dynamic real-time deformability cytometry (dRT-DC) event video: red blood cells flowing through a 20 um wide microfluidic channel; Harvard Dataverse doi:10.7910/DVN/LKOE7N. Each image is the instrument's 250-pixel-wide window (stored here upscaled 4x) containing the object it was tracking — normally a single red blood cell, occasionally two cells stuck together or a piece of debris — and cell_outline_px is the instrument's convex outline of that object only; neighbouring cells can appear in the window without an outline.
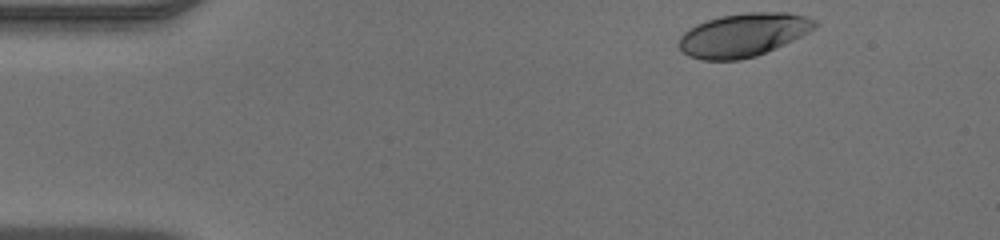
{"species": "human", "species_latin": "Homo sapiens", "temperature_condition": "warm", "stored_images_in_passage": 43, "camera_frame_rate_fps": 3000, "um_per_image_px": 0.085, "donor": {"sex": "male"}, "frame": {"image": 1, "passage_image": 1, "time_ms": 0.0, "image_size_px": [1000, 240], "cell_outline_px": [[816, 28], [784, 44], [756, 56], [740, 60], [700, 60], [688, 56], [676, 44], [680, 36], [684, 32], [696, 24], [720, 16], [744, 12], [788, 12], [804, 16], [816, 20]], "centroid_in_image_um": [63.14, 2.97], "position_along_channel_um": 21.9, "area_um2": 34.39}}
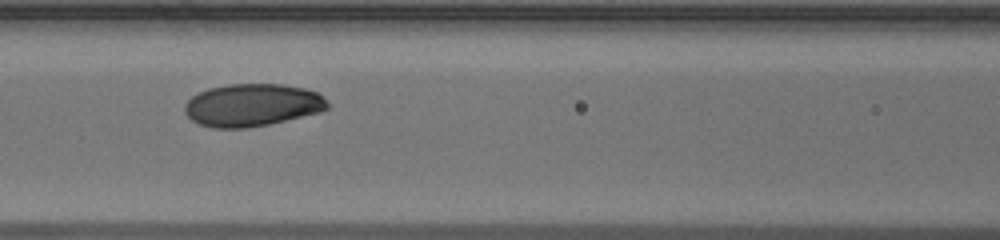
{"frame": {"image": 2, "passage_image": 16, "time_ms": 5.0, "image_size_px": [1000, 240], "cell_outline_px": [[328, 108], [320, 112], [268, 124], [248, 128], [212, 128], [200, 124], [192, 120], [184, 112], [184, 104], [192, 96], [208, 88], [228, 84], [280, 84], [304, 88], [316, 92], [328, 104]], "centroid_in_image_um": [21.39, 8.93], "position_along_channel_um": 145.2, "area_um2": 35.26}}
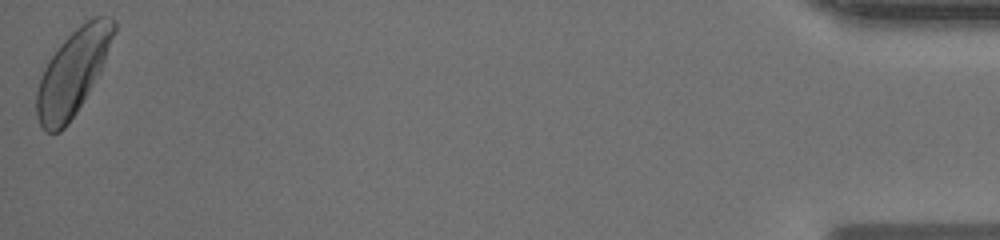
{"frame": {"image": 3, "passage_image": 43, "time_ms": 14.0, "image_size_px": [1000, 240], "cell_outline_px": [[116, 32], [100, 72], [76, 112], [68, 124], [60, 132], [44, 132], [36, 116], [36, 92], [44, 68], [48, 60], [60, 44], [80, 24], [92, 16], [104, 16], [112, 20], [116, 24]], "centroid_in_image_um": [6.18, 6.15], "position_along_channel_um": 429.0, "area_um2": 37.92}}